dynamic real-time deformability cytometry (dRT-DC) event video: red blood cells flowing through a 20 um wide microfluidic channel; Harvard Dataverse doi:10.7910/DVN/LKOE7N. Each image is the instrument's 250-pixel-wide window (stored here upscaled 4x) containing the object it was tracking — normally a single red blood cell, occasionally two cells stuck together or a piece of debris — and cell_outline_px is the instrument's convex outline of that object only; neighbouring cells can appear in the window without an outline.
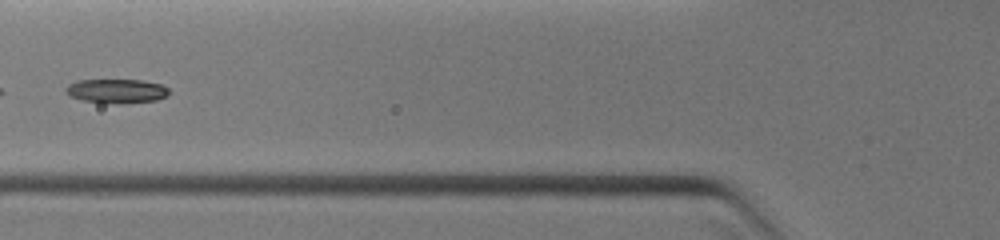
{"species": "common noctule bat (a hibernating species)", "species_latin": "Nyctalus noctula", "temperature_condition": "warm", "stored_images_in_passage": 10, "camera_frame_rate_fps": 3000, "um_per_image_px": 0.085, "animal": {"sex": "female", "body_mass_g": 19.0, "forearm_length_mm": 51.5}, "frame": {"image": 1, "passage_image": 10, "time_ms": 4.333, "image_size_px": [1000, 240], "cell_outline_px": [[168, 96], [156, 100], [120, 104], [80, 100], [68, 96], [64, 92], [64, 88], [68, 84], [76, 80], [140, 80], [164, 84], [168, 88]], "centroid_in_image_um": [9.87, 7.73], "position_along_channel_um": 115.9, "area_um2": 14.8}}